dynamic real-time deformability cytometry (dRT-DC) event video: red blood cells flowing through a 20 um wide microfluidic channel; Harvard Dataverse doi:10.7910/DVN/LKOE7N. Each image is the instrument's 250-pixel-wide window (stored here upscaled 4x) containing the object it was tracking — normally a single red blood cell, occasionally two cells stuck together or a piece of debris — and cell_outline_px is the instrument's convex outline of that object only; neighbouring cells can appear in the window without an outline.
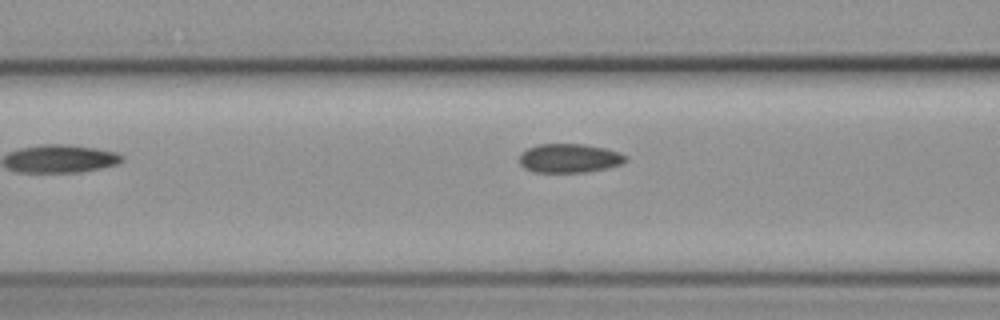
{"species": "common noctule bat (a hibernating species)", "species_latin": "Nyctalus noctula", "temperature_condition": "cold", "stored_images_in_passage": 8, "camera_frame_rate_fps": 3000, "um_per_image_px": 0.085, "animal": {"sex": "female", "body_mass_g": 19.3, "forearm_length_mm": 54.1}, "frame": {"image": 1, "passage_image": 7, "time_ms": 7.0, "image_size_px": [1000, 320], "cell_outline_px": [[628, 160], [620, 164], [588, 172], [532, 172], [524, 168], [520, 164], [520, 152], [528, 148], [540, 144], [584, 144], [604, 148], [620, 152], [628, 156]], "centroid_in_image_um": [48.39, 13.45], "position_along_channel_um": 118.2, "area_um2": 17.98}}
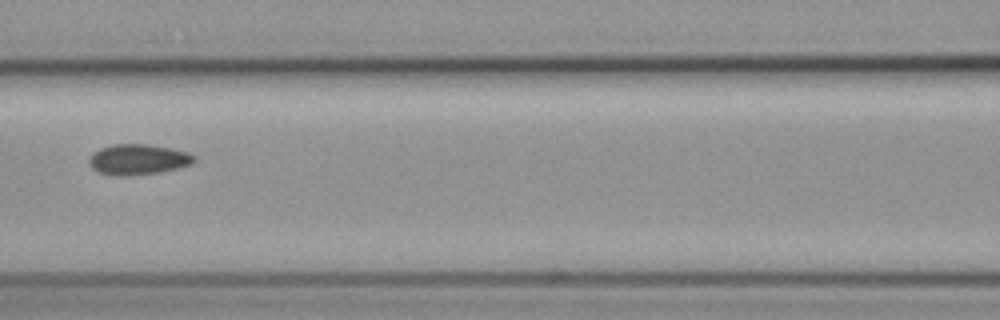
{"frame": {"image": 2, "passage_image": 8, "time_ms": 8.0, "image_size_px": [1000, 320], "cell_outline_px": [[196, 160], [192, 164], [160, 172], [128, 176], [116, 176], [96, 172], [88, 164], [88, 160], [92, 152], [100, 148], [112, 144], [148, 144], [172, 148], [188, 152], [196, 156]], "centroid_in_image_um": [11.71, 13.55], "position_along_channel_um": 154.9, "area_um2": 19.02}}